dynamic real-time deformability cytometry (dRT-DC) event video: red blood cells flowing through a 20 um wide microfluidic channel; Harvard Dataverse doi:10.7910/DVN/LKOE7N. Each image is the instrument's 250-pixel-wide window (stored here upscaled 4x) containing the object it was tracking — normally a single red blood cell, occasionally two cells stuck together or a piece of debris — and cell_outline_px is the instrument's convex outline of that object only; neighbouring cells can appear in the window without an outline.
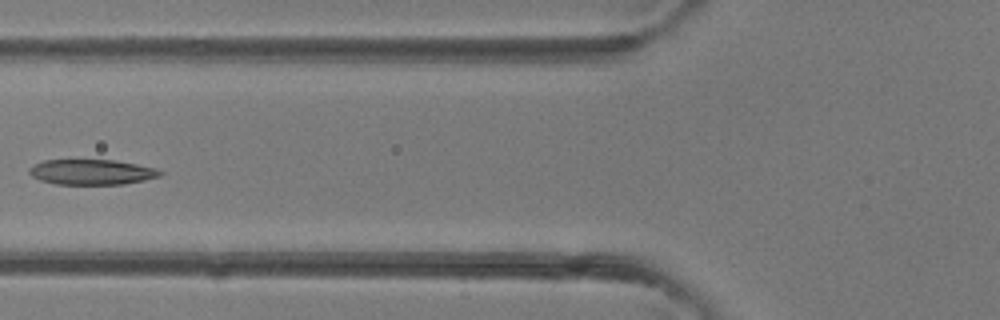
{"species": "common noctule bat (a hibernating species)", "species_latin": "Nyctalus noctula", "temperature_condition": "room temperature", "stored_images_in_passage": 5, "camera_frame_rate_fps": 3000, "um_per_image_px": 0.085, "animal": {"sex": "female"}, "frame": {"image": 1, "passage_image": 5, "time_ms": 5.333, "image_size_px": [1000, 320], "cell_outline_px": [[164, 172], [160, 176], [144, 180], [124, 184], [56, 184], [40, 180], [32, 176], [28, 172], [28, 168], [44, 160], [112, 160], [136, 164], [156, 168]], "centroid_in_image_um": [7.8, 14.62], "position_along_channel_um": 118.0, "area_um2": 19.19}}